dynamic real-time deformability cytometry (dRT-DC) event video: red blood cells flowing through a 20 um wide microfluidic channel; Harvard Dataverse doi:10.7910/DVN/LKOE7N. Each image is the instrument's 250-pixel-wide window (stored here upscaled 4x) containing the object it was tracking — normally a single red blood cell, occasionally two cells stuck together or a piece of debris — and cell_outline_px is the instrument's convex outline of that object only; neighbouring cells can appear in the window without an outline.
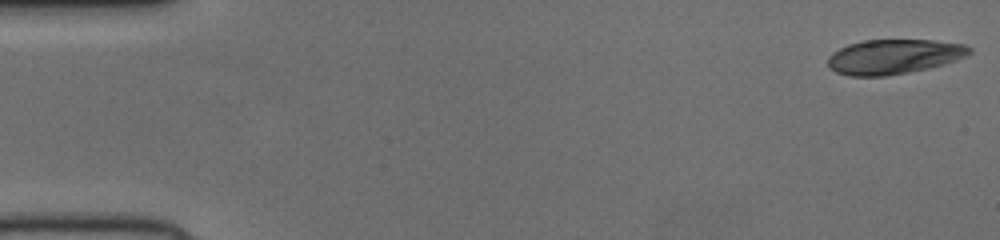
{"species": "human", "species_latin": "Homo sapiens", "temperature_condition": "cold", "stored_images_in_passage": 52, "camera_frame_rate_fps": 3000, "um_per_image_px": 0.085, "donor": {"sex": "female"}, "frame": {"image": 1, "passage_image": 1, "time_ms": 0.0, "image_size_px": [1000, 240], "cell_outline_px": [[972, 52], [968, 56], [944, 64], [928, 68], [908, 72], [884, 76], [848, 76], [836, 72], [828, 68], [828, 56], [832, 52], [848, 44], [864, 40], [932, 40], [964, 44], [972, 48]], "centroid_in_image_um": [75.97, 4.81], "position_along_channel_um": 9.0, "area_um2": 28.78}}
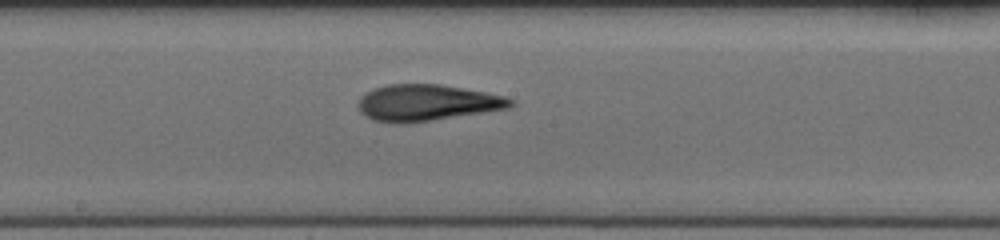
{"frame": {"image": 2, "passage_image": 28, "time_ms": 9.0, "image_size_px": [1000, 240], "cell_outline_px": [[516, 104], [508, 108], [484, 112], [408, 124], [392, 124], [372, 120], [360, 112], [360, 96], [372, 88], [388, 84], [440, 84], [484, 92], [504, 96], [516, 100]], "centroid_in_image_um": [36.28, 8.74], "position_along_channel_um": 211.9, "area_um2": 32.48}}
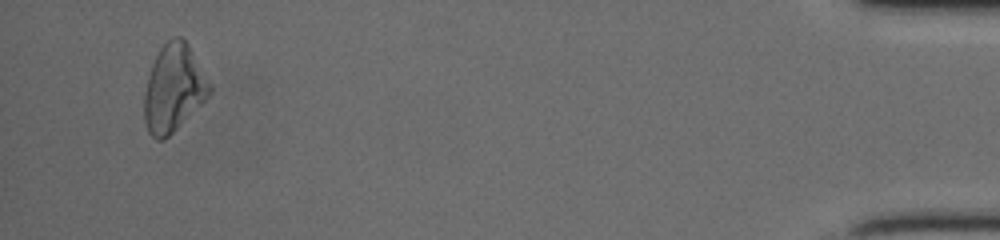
{"frame": {"image": 3, "passage_image": 50, "time_ms": 16.333, "image_size_px": [1000, 240], "cell_outline_px": [[212, 92], [164, 140], [156, 140], [148, 132], [144, 120], [144, 92], [148, 76], [152, 64], [160, 48], [172, 36], [180, 36], [188, 44], [212, 88]], "centroid_in_image_um": [14.72, 7.5], "position_along_channel_um": 420.5, "area_um2": 32.66}}